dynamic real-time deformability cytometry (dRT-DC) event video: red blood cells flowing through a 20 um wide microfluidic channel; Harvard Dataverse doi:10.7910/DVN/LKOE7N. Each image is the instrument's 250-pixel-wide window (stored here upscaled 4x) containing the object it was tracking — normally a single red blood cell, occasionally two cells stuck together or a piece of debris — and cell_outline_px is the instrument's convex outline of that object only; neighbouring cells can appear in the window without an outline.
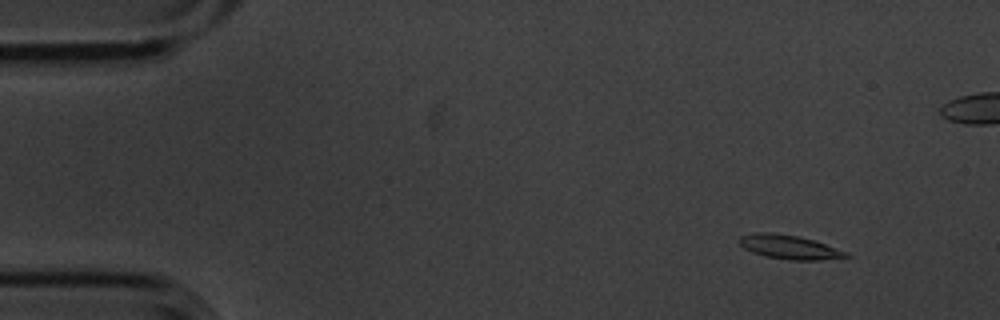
{"species": "common noctule bat (a hibernating species)", "species_latin": "Nyctalus noctula", "temperature_condition": "cold", "stored_images_in_passage": 6, "segment_of_instrument_passage": [1, 2], "camera_frame_rate_fps": 3000, "um_per_image_px": 0.085, "animal": {"sex": "male", "body_mass_g": 20.1, "forearm_length_mm": 53.5}, "frame": {"image": 1, "passage_image": 1, "time_ms": 0.0, "image_size_px": [1000, 320], "cell_outline_px": [[852, 256], [820, 260], [792, 260], [764, 256], [752, 252], [744, 248], [736, 240], [740, 236], [756, 232], [768, 232], [796, 236], [812, 240], [848, 252]], "centroid_in_image_um": [67.05, 21.0], "position_along_channel_um": 18.0, "area_um2": 14.8}}
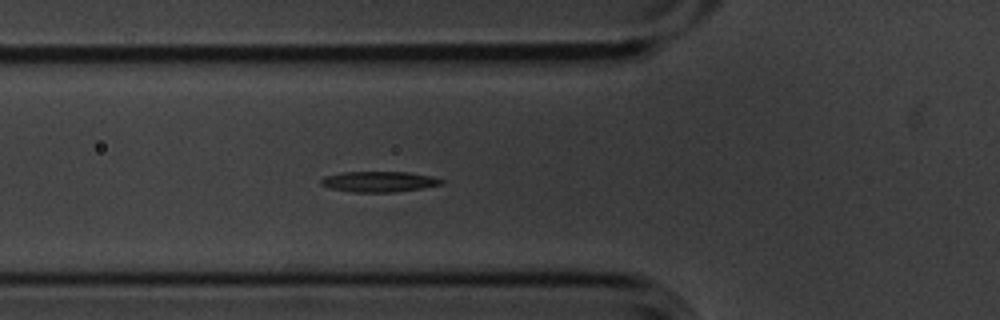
{"frame": {"image": 2, "passage_image": 5, "time_ms": 1.333, "image_size_px": [1000, 320], "cell_outline_px": [[444, 184], [424, 188], [392, 192], [356, 192], [328, 188], [320, 184], [320, 180], [324, 176], [340, 172], [408, 172], [432, 176], [444, 180]], "centroid_in_image_um": [32.22, 15.43], "position_along_channel_um": 93.6, "area_um2": 14.57}}